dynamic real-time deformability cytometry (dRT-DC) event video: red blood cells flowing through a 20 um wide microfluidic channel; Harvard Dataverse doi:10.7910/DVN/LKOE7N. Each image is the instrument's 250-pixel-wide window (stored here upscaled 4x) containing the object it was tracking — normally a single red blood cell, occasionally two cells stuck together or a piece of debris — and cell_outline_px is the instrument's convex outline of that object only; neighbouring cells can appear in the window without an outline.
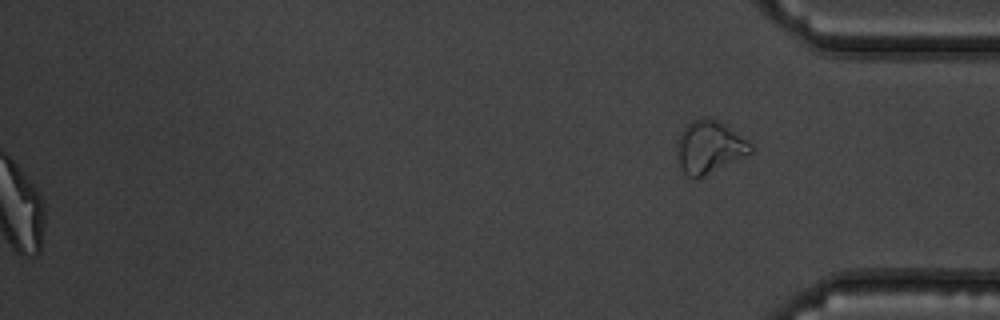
{"species": "common noctule bat (a hibernating species)", "species_latin": "Nyctalus noctula", "temperature_condition": "warm", "stored_images_in_passage": 49, "segment_of_instrument_passage": [2, 2], "camera_frame_rate_fps": 3000, "um_per_image_px": 0.085, "animal": {"sex": "male", "body_mass_g": 19.5, "forearm_length_mm": 54.6}, "frame": {"image": 1, "passage_image": 49, "time_ms": 16.0, "image_size_px": [1000, 320], "cell_outline_px": [[752, 152], [704, 176], [688, 176], [680, 168], [676, 144], [680, 132], [692, 120], [704, 116], [716, 120], [724, 124], [748, 140], [752, 144]], "centroid_in_image_um": [60.28, 12.47], "position_along_channel_um": 374.9, "area_um2": 22.25}}